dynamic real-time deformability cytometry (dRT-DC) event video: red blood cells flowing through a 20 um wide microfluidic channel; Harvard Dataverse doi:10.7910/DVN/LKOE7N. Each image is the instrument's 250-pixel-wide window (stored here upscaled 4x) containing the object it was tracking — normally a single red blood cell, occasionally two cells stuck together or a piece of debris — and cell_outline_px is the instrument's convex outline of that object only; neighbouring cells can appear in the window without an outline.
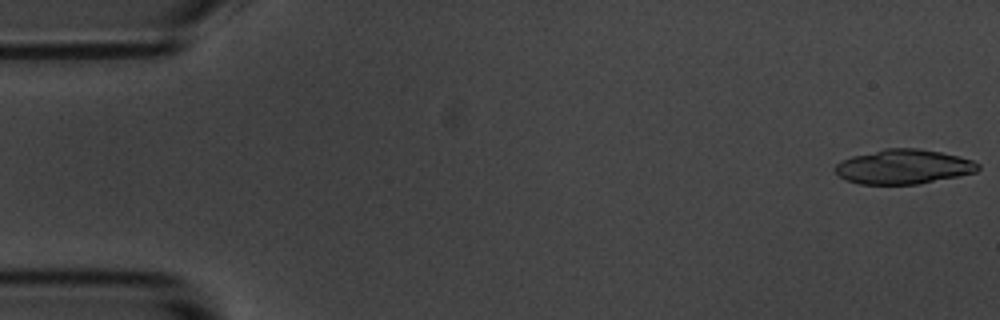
{"species": "common noctule bat (a hibernating species)", "species_latin": "Nyctalus noctula", "temperature_condition": "room temperature", "stored_images_in_passage": 5, "camera_frame_rate_fps": 3000, "um_per_image_px": 0.085, "animal": {"sex": "male", "body_mass_g": 20.1, "forearm_length_mm": 53.5}, "frame": {"image": 1, "passage_image": 1, "time_ms": 0.0, "image_size_px": [1000, 320], "cell_outline_px": [[980, 168], [976, 172], [960, 176], [916, 184], [860, 184], [848, 180], [840, 176], [836, 172], [836, 164], [840, 160], [852, 156], [884, 148], [920, 148], [960, 156], [972, 160], [980, 164]], "centroid_in_image_um": [76.83, 14.16], "position_along_channel_um": 8.2, "area_um2": 28.78}}